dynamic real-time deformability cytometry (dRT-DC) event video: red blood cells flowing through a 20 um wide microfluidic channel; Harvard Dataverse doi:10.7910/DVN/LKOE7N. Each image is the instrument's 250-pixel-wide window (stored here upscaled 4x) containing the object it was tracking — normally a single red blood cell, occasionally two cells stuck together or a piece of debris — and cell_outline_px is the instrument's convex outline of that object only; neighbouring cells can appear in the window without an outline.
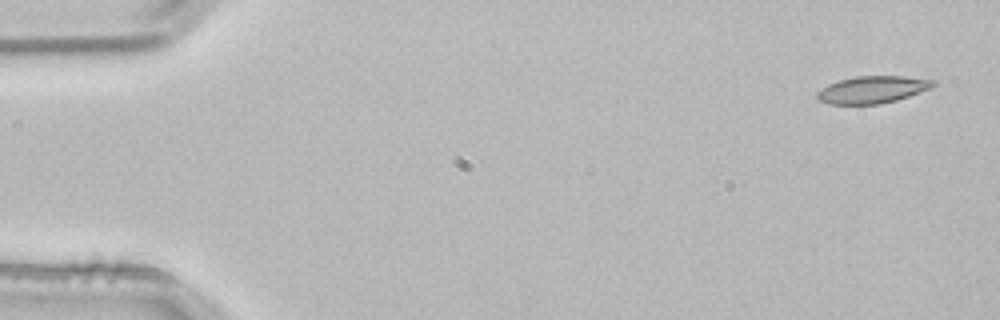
{"species": "common noctule bat (a hibernating species)", "species_latin": "Nyctalus noctula", "temperature_condition": "room temperature", "stored_images_in_passage": 4, "camera_frame_rate_fps": 3000, "um_per_image_px": 0.085, "animal": {"sex": "male", "body_mass_g": 21.5, "forearm_length_mm": 52.0}, "frame": {"image": 1, "passage_image": 1, "time_ms": 0.0, "image_size_px": [1000, 320], "cell_outline_px": [[936, 84], [928, 88], [908, 96], [896, 100], [880, 104], [832, 104], [820, 100], [816, 96], [816, 92], [820, 88], [828, 84], [840, 80], [856, 76], [904, 76], [936, 80]], "centroid_in_image_um": [74.13, 7.61], "position_along_channel_um": 10.9, "area_um2": 18.21}}
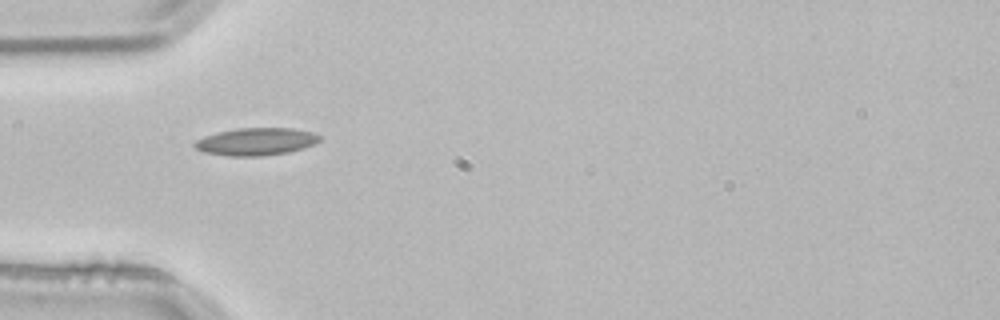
{"frame": {"image": 2, "passage_image": 4, "time_ms": 1.0, "image_size_px": [1000, 320], "cell_outline_px": [[320, 140], [316, 144], [304, 148], [288, 152], [264, 156], [228, 156], [204, 152], [196, 148], [192, 144], [196, 140], [204, 136], [216, 132], [236, 128], [292, 128], [312, 132], [320, 136]], "centroid_in_image_um": [21.76, 12.03], "position_along_channel_um": 63.2, "area_um2": 20.17}}